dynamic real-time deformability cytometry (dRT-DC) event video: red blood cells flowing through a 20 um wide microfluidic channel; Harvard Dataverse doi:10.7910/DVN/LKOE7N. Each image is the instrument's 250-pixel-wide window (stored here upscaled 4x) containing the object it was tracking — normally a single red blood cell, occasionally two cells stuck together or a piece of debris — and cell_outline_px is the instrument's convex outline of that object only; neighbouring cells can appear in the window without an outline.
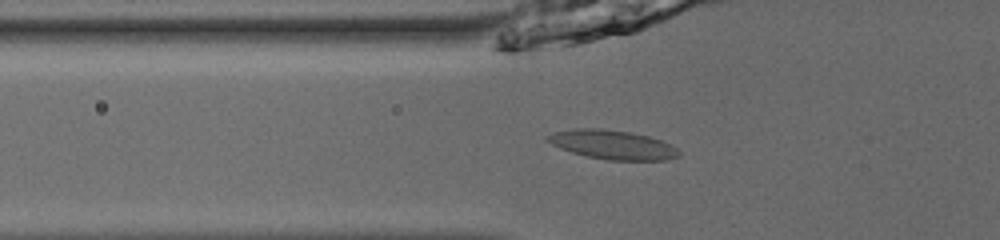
{"species": "common noctule bat (a hibernating species)", "species_latin": "Nyctalus noctula", "temperature_condition": "room temperature", "stored_images_in_passage": 54, "camera_frame_rate_fps": 3000, "um_per_image_px": 0.085, "animal": {"sex": "male", "body_mass_g": 13.0, "forearm_length_mm": 53.1}, "frame": {"image": 1, "passage_image": 21, "time_ms": 6.667, "image_size_px": [1000, 240], "cell_outline_px": [[680, 156], [668, 160], [608, 160], [588, 156], [572, 152], [560, 148], [544, 140], [544, 136], [552, 132], [576, 128], [600, 128], [628, 132], [648, 136], [672, 144], [680, 152]], "centroid_in_image_um": [52.04, 12.29], "position_along_channel_um": 73.8, "area_um2": 22.37}}
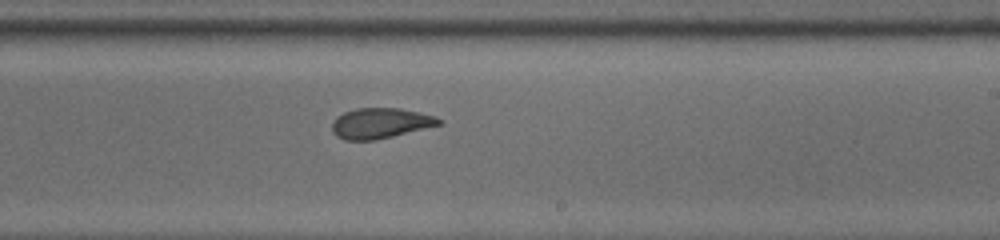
{"frame": {"image": 2, "passage_image": 35, "time_ms": 11.333, "image_size_px": [1000, 240], "cell_outline_px": [[444, 120], [440, 124], [376, 140], [344, 140], [336, 136], [332, 132], [332, 124], [336, 116], [344, 112], [356, 108], [400, 108], [436, 116]], "centroid_in_image_um": [32.3, 10.47], "position_along_channel_um": 256.7, "area_um2": 18.9}}
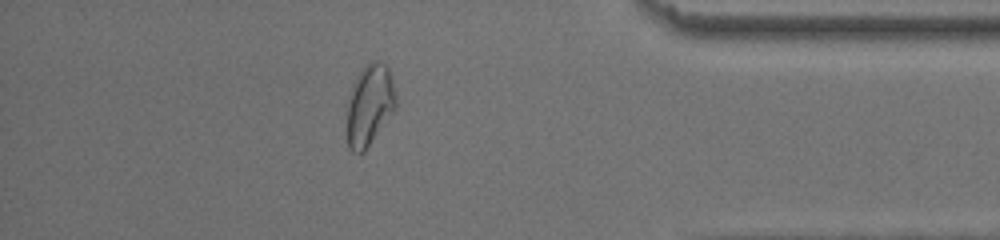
{"frame": {"image": 3, "passage_image": 48, "time_ms": 15.667, "image_size_px": [1000, 240], "cell_outline_px": [[396, 108], [364, 152], [352, 152], [348, 148], [348, 100], [352, 84], [364, 64], [372, 60], [380, 60], [388, 68], [392, 80], [396, 96]], "centroid_in_image_um": [31.42, 8.89], "position_along_channel_um": 403.8, "area_um2": 23.06}, "authors_computed_cell_mechanics": {"area_um2": 20.6346, "velocity_mm_per_s": 3.9132, "shape_relaxation_time_tau1_ms": 4.7064, "shape_relaxation_time_tau2_ms": 1.4413, "deformation_change_tau1": 0.1493, "deformation_change_tau2": 0.0841}}